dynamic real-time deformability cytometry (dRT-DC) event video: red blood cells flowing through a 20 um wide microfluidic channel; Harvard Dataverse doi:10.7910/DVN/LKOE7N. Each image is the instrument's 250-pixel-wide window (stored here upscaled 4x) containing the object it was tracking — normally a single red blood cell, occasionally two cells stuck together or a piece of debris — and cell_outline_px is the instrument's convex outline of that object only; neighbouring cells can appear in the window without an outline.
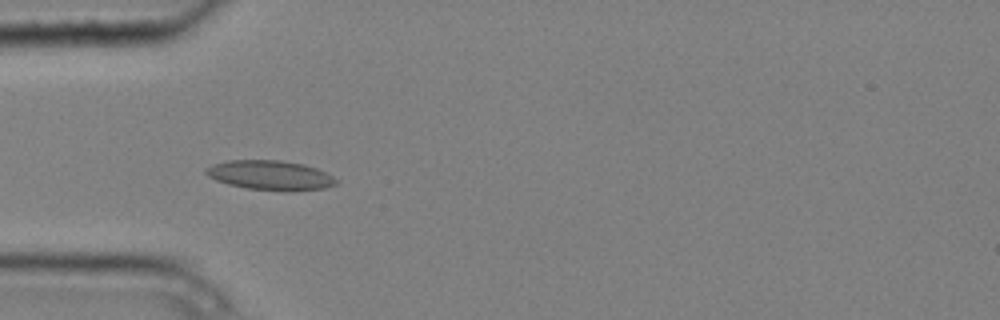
{"species": "common noctule bat (a hibernating species)", "species_latin": "Nyctalus noctula", "temperature_condition": "cold", "stored_images_in_passage": 7, "camera_frame_rate_fps": 3000, "um_per_image_px": 0.085, "animal": {"sex": "male", "body_mass_g": 20.4}, "frame": {"image": 1, "passage_image": 5, "time_ms": 1.333, "image_size_px": [1000, 320], "cell_outline_px": [[340, 180], [336, 184], [324, 188], [292, 192], [288, 192], [248, 188], [228, 184], [216, 180], [208, 176], [204, 172], [204, 168], [212, 164], [228, 160], [280, 160], [304, 164], [316, 168]], "centroid_in_image_um": [22.97, 14.9], "position_along_channel_um": 62.0, "area_um2": 22.66}}
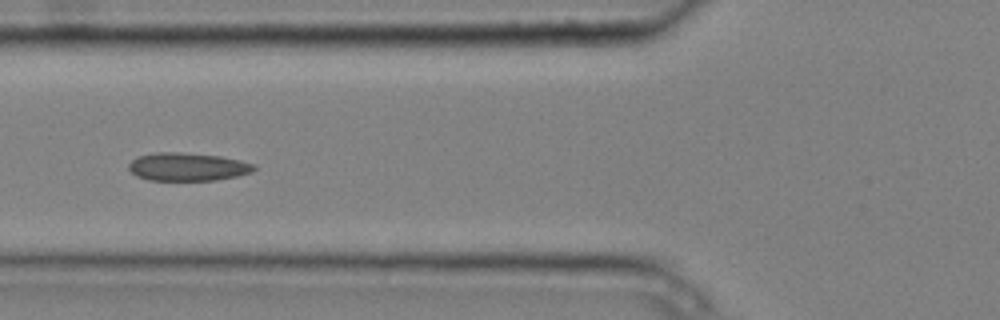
{"frame": {"image": 2, "passage_image": 6, "time_ms": 1.667, "image_size_px": [1000, 320], "cell_outline_px": [[256, 168], [252, 172], [236, 176], [216, 180], [148, 180], [136, 176], [128, 168], [128, 164], [136, 156], [156, 152], [176, 152], [220, 156], [240, 160], [256, 164]], "centroid_in_image_um": [15.93, 14.17], "position_along_channel_um": 109.9, "area_um2": 20.58}}
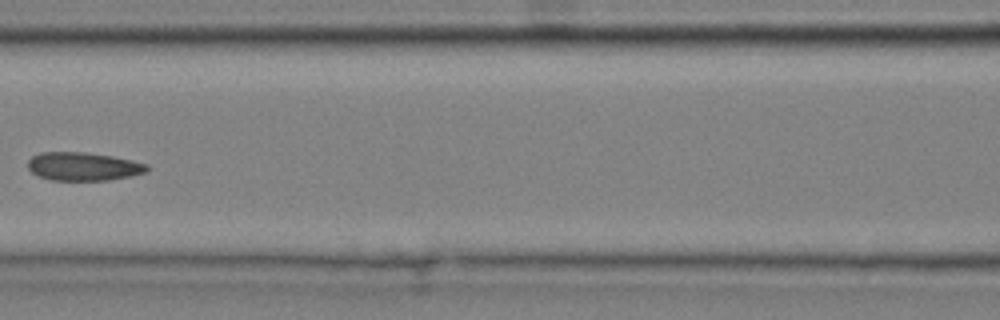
{"frame": {"image": 3, "passage_image": 7, "time_ms": 2.0, "image_size_px": [1000, 320], "cell_outline_px": [[148, 172], [108, 180], [52, 180], [40, 176], [32, 172], [28, 168], [28, 160], [32, 156], [40, 152], [84, 152], [112, 156], [132, 160], [148, 164]], "centroid_in_image_um": [7.08, 14.14], "position_along_channel_um": 159.5, "area_um2": 19.59}}